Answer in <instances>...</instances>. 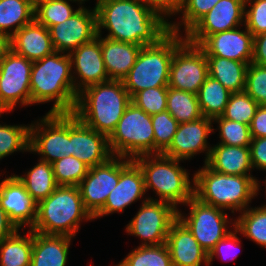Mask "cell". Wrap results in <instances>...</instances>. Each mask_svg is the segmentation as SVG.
Masks as SVG:
<instances>
[{
	"mask_svg": "<svg viewBox=\"0 0 266 266\" xmlns=\"http://www.w3.org/2000/svg\"><path fill=\"white\" fill-rule=\"evenodd\" d=\"M97 34L140 46L157 43L169 31V23L139 0H101L96 6Z\"/></svg>",
	"mask_w": 266,
	"mask_h": 266,
	"instance_id": "cell-1",
	"label": "cell"
},
{
	"mask_svg": "<svg viewBox=\"0 0 266 266\" xmlns=\"http://www.w3.org/2000/svg\"><path fill=\"white\" fill-rule=\"evenodd\" d=\"M30 92L31 105L54 102L47 113H73L78 94L74 87L69 54L55 51L33 62Z\"/></svg>",
	"mask_w": 266,
	"mask_h": 266,
	"instance_id": "cell-2",
	"label": "cell"
},
{
	"mask_svg": "<svg viewBox=\"0 0 266 266\" xmlns=\"http://www.w3.org/2000/svg\"><path fill=\"white\" fill-rule=\"evenodd\" d=\"M130 103L122 80L110 79L81 91L73 114L86 126L109 137Z\"/></svg>",
	"mask_w": 266,
	"mask_h": 266,
	"instance_id": "cell-3",
	"label": "cell"
},
{
	"mask_svg": "<svg viewBox=\"0 0 266 266\" xmlns=\"http://www.w3.org/2000/svg\"><path fill=\"white\" fill-rule=\"evenodd\" d=\"M194 197L202 203L221 209L242 212L256 196L260 182L253 175H227L205 163L194 175Z\"/></svg>",
	"mask_w": 266,
	"mask_h": 266,
	"instance_id": "cell-4",
	"label": "cell"
},
{
	"mask_svg": "<svg viewBox=\"0 0 266 266\" xmlns=\"http://www.w3.org/2000/svg\"><path fill=\"white\" fill-rule=\"evenodd\" d=\"M93 219L84 207L78 186H58L52 194L37 203L36 221L31 230L74 238L81 222Z\"/></svg>",
	"mask_w": 266,
	"mask_h": 266,
	"instance_id": "cell-5",
	"label": "cell"
},
{
	"mask_svg": "<svg viewBox=\"0 0 266 266\" xmlns=\"http://www.w3.org/2000/svg\"><path fill=\"white\" fill-rule=\"evenodd\" d=\"M144 175L145 190L152 189L159 201L177 206L184 205L194 196V178L177 160L162 153L146 154L133 159ZM192 180V182L190 181Z\"/></svg>",
	"mask_w": 266,
	"mask_h": 266,
	"instance_id": "cell-6",
	"label": "cell"
},
{
	"mask_svg": "<svg viewBox=\"0 0 266 266\" xmlns=\"http://www.w3.org/2000/svg\"><path fill=\"white\" fill-rule=\"evenodd\" d=\"M185 40L183 33L169 31L157 43L145 45L141 48L135 64L122 79L130 97L141 90L168 86L174 51Z\"/></svg>",
	"mask_w": 266,
	"mask_h": 266,
	"instance_id": "cell-7",
	"label": "cell"
},
{
	"mask_svg": "<svg viewBox=\"0 0 266 266\" xmlns=\"http://www.w3.org/2000/svg\"><path fill=\"white\" fill-rule=\"evenodd\" d=\"M108 139L113 156L134 159L154 154L151 116L131 102Z\"/></svg>",
	"mask_w": 266,
	"mask_h": 266,
	"instance_id": "cell-8",
	"label": "cell"
},
{
	"mask_svg": "<svg viewBox=\"0 0 266 266\" xmlns=\"http://www.w3.org/2000/svg\"><path fill=\"white\" fill-rule=\"evenodd\" d=\"M29 152L50 164L70 156V113H46L31 123Z\"/></svg>",
	"mask_w": 266,
	"mask_h": 266,
	"instance_id": "cell-9",
	"label": "cell"
},
{
	"mask_svg": "<svg viewBox=\"0 0 266 266\" xmlns=\"http://www.w3.org/2000/svg\"><path fill=\"white\" fill-rule=\"evenodd\" d=\"M136 215L126 225V233L142 240L140 246L166 243L171 225L178 219V209L157 198L144 197Z\"/></svg>",
	"mask_w": 266,
	"mask_h": 266,
	"instance_id": "cell-10",
	"label": "cell"
},
{
	"mask_svg": "<svg viewBox=\"0 0 266 266\" xmlns=\"http://www.w3.org/2000/svg\"><path fill=\"white\" fill-rule=\"evenodd\" d=\"M185 205L190 211L188 215H183L184 213L178 210V219L208 254L219 240L232 231L228 230V224H232V228L235 227V220L229 218L224 209L202 203L194 196Z\"/></svg>",
	"mask_w": 266,
	"mask_h": 266,
	"instance_id": "cell-11",
	"label": "cell"
},
{
	"mask_svg": "<svg viewBox=\"0 0 266 266\" xmlns=\"http://www.w3.org/2000/svg\"><path fill=\"white\" fill-rule=\"evenodd\" d=\"M30 60L8 48L0 60V105L8 112L20 106H31Z\"/></svg>",
	"mask_w": 266,
	"mask_h": 266,
	"instance_id": "cell-12",
	"label": "cell"
},
{
	"mask_svg": "<svg viewBox=\"0 0 266 266\" xmlns=\"http://www.w3.org/2000/svg\"><path fill=\"white\" fill-rule=\"evenodd\" d=\"M208 76V63L204 51L185 40L173 54L168 87L198 94Z\"/></svg>",
	"mask_w": 266,
	"mask_h": 266,
	"instance_id": "cell-13",
	"label": "cell"
},
{
	"mask_svg": "<svg viewBox=\"0 0 266 266\" xmlns=\"http://www.w3.org/2000/svg\"><path fill=\"white\" fill-rule=\"evenodd\" d=\"M78 6V11L70 18L49 28L52 44L56 52L69 54L97 36L96 8L89 10L84 6Z\"/></svg>",
	"mask_w": 266,
	"mask_h": 266,
	"instance_id": "cell-14",
	"label": "cell"
},
{
	"mask_svg": "<svg viewBox=\"0 0 266 266\" xmlns=\"http://www.w3.org/2000/svg\"><path fill=\"white\" fill-rule=\"evenodd\" d=\"M120 177V156L91 167L78 185L84 207L94 217L105 205Z\"/></svg>",
	"mask_w": 266,
	"mask_h": 266,
	"instance_id": "cell-15",
	"label": "cell"
},
{
	"mask_svg": "<svg viewBox=\"0 0 266 266\" xmlns=\"http://www.w3.org/2000/svg\"><path fill=\"white\" fill-rule=\"evenodd\" d=\"M245 0H220L185 35L186 40L200 45L209 35L244 26Z\"/></svg>",
	"mask_w": 266,
	"mask_h": 266,
	"instance_id": "cell-16",
	"label": "cell"
},
{
	"mask_svg": "<svg viewBox=\"0 0 266 266\" xmlns=\"http://www.w3.org/2000/svg\"><path fill=\"white\" fill-rule=\"evenodd\" d=\"M145 194L144 175L139 165L133 159L120 157L118 184L110 192L104 207L93 218L122 213L132 203L143 199Z\"/></svg>",
	"mask_w": 266,
	"mask_h": 266,
	"instance_id": "cell-17",
	"label": "cell"
},
{
	"mask_svg": "<svg viewBox=\"0 0 266 266\" xmlns=\"http://www.w3.org/2000/svg\"><path fill=\"white\" fill-rule=\"evenodd\" d=\"M213 124L211 118L204 116L192 122L179 123L169 147L162 154L184 161L205 152L204 163H206L211 149L208 136L216 130Z\"/></svg>",
	"mask_w": 266,
	"mask_h": 266,
	"instance_id": "cell-18",
	"label": "cell"
},
{
	"mask_svg": "<svg viewBox=\"0 0 266 266\" xmlns=\"http://www.w3.org/2000/svg\"><path fill=\"white\" fill-rule=\"evenodd\" d=\"M70 156H75L89 168L113 157L108 136L86 126L73 113H70Z\"/></svg>",
	"mask_w": 266,
	"mask_h": 266,
	"instance_id": "cell-19",
	"label": "cell"
},
{
	"mask_svg": "<svg viewBox=\"0 0 266 266\" xmlns=\"http://www.w3.org/2000/svg\"><path fill=\"white\" fill-rule=\"evenodd\" d=\"M77 94L85 88L110 80L101 52L100 35L69 53Z\"/></svg>",
	"mask_w": 266,
	"mask_h": 266,
	"instance_id": "cell-20",
	"label": "cell"
},
{
	"mask_svg": "<svg viewBox=\"0 0 266 266\" xmlns=\"http://www.w3.org/2000/svg\"><path fill=\"white\" fill-rule=\"evenodd\" d=\"M0 206L17 229L23 227L24 231L26 226L29 229L33 227L36 221L37 202L15 174L0 181Z\"/></svg>",
	"mask_w": 266,
	"mask_h": 266,
	"instance_id": "cell-21",
	"label": "cell"
},
{
	"mask_svg": "<svg viewBox=\"0 0 266 266\" xmlns=\"http://www.w3.org/2000/svg\"><path fill=\"white\" fill-rule=\"evenodd\" d=\"M241 26L209 35L199 47L206 56H217L238 62H252L254 36Z\"/></svg>",
	"mask_w": 266,
	"mask_h": 266,
	"instance_id": "cell-22",
	"label": "cell"
},
{
	"mask_svg": "<svg viewBox=\"0 0 266 266\" xmlns=\"http://www.w3.org/2000/svg\"><path fill=\"white\" fill-rule=\"evenodd\" d=\"M166 244L172 266H202L201 264L209 266L208 253L179 219L171 225Z\"/></svg>",
	"mask_w": 266,
	"mask_h": 266,
	"instance_id": "cell-23",
	"label": "cell"
},
{
	"mask_svg": "<svg viewBox=\"0 0 266 266\" xmlns=\"http://www.w3.org/2000/svg\"><path fill=\"white\" fill-rule=\"evenodd\" d=\"M9 48L31 62L43 59L55 52L49 29L35 19L15 32L8 39Z\"/></svg>",
	"mask_w": 266,
	"mask_h": 266,
	"instance_id": "cell-24",
	"label": "cell"
},
{
	"mask_svg": "<svg viewBox=\"0 0 266 266\" xmlns=\"http://www.w3.org/2000/svg\"><path fill=\"white\" fill-rule=\"evenodd\" d=\"M214 171L227 175H251L250 146H230L217 143L211 146L205 163Z\"/></svg>",
	"mask_w": 266,
	"mask_h": 266,
	"instance_id": "cell-25",
	"label": "cell"
},
{
	"mask_svg": "<svg viewBox=\"0 0 266 266\" xmlns=\"http://www.w3.org/2000/svg\"><path fill=\"white\" fill-rule=\"evenodd\" d=\"M101 52L109 79L122 80L135 64L142 46L101 37Z\"/></svg>",
	"mask_w": 266,
	"mask_h": 266,
	"instance_id": "cell-26",
	"label": "cell"
},
{
	"mask_svg": "<svg viewBox=\"0 0 266 266\" xmlns=\"http://www.w3.org/2000/svg\"><path fill=\"white\" fill-rule=\"evenodd\" d=\"M73 237L33 231L31 266H66Z\"/></svg>",
	"mask_w": 266,
	"mask_h": 266,
	"instance_id": "cell-27",
	"label": "cell"
},
{
	"mask_svg": "<svg viewBox=\"0 0 266 266\" xmlns=\"http://www.w3.org/2000/svg\"><path fill=\"white\" fill-rule=\"evenodd\" d=\"M208 75L218 80L231 93L245 89L248 62H238L217 56H206Z\"/></svg>",
	"mask_w": 266,
	"mask_h": 266,
	"instance_id": "cell-28",
	"label": "cell"
},
{
	"mask_svg": "<svg viewBox=\"0 0 266 266\" xmlns=\"http://www.w3.org/2000/svg\"><path fill=\"white\" fill-rule=\"evenodd\" d=\"M34 11L30 0H0V34L9 39L34 20Z\"/></svg>",
	"mask_w": 266,
	"mask_h": 266,
	"instance_id": "cell-29",
	"label": "cell"
},
{
	"mask_svg": "<svg viewBox=\"0 0 266 266\" xmlns=\"http://www.w3.org/2000/svg\"><path fill=\"white\" fill-rule=\"evenodd\" d=\"M23 236L17 229L0 243V266H31L33 231Z\"/></svg>",
	"mask_w": 266,
	"mask_h": 266,
	"instance_id": "cell-30",
	"label": "cell"
},
{
	"mask_svg": "<svg viewBox=\"0 0 266 266\" xmlns=\"http://www.w3.org/2000/svg\"><path fill=\"white\" fill-rule=\"evenodd\" d=\"M31 169V170H30ZM23 176L16 175L26 191L38 203L47 198L58 187L52 165L39 159Z\"/></svg>",
	"mask_w": 266,
	"mask_h": 266,
	"instance_id": "cell-31",
	"label": "cell"
},
{
	"mask_svg": "<svg viewBox=\"0 0 266 266\" xmlns=\"http://www.w3.org/2000/svg\"><path fill=\"white\" fill-rule=\"evenodd\" d=\"M230 95L231 92L228 89L208 75L197 94L202 115L211 119L221 116L225 111Z\"/></svg>",
	"mask_w": 266,
	"mask_h": 266,
	"instance_id": "cell-32",
	"label": "cell"
},
{
	"mask_svg": "<svg viewBox=\"0 0 266 266\" xmlns=\"http://www.w3.org/2000/svg\"><path fill=\"white\" fill-rule=\"evenodd\" d=\"M235 220L239 234L266 248V206L248 207Z\"/></svg>",
	"mask_w": 266,
	"mask_h": 266,
	"instance_id": "cell-33",
	"label": "cell"
},
{
	"mask_svg": "<svg viewBox=\"0 0 266 266\" xmlns=\"http://www.w3.org/2000/svg\"><path fill=\"white\" fill-rule=\"evenodd\" d=\"M178 123L192 122L203 117L197 95L168 87L167 109Z\"/></svg>",
	"mask_w": 266,
	"mask_h": 266,
	"instance_id": "cell-34",
	"label": "cell"
},
{
	"mask_svg": "<svg viewBox=\"0 0 266 266\" xmlns=\"http://www.w3.org/2000/svg\"><path fill=\"white\" fill-rule=\"evenodd\" d=\"M115 266H172L166 243L156 246H137Z\"/></svg>",
	"mask_w": 266,
	"mask_h": 266,
	"instance_id": "cell-35",
	"label": "cell"
},
{
	"mask_svg": "<svg viewBox=\"0 0 266 266\" xmlns=\"http://www.w3.org/2000/svg\"><path fill=\"white\" fill-rule=\"evenodd\" d=\"M73 0H40L35 4L34 19L50 28L70 18L78 9L74 10L70 2Z\"/></svg>",
	"mask_w": 266,
	"mask_h": 266,
	"instance_id": "cell-36",
	"label": "cell"
},
{
	"mask_svg": "<svg viewBox=\"0 0 266 266\" xmlns=\"http://www.w3.org/2000/svg\"><path fill=\"white\" fill-rule=\"evenodd\" d=\"M218 1L220 0H181L177 11L181 20L173 23L170 21V31L181 34L180 29L183 26L186 34Z\"/></svg>",
	"mask_w": 266,
	"mask_h": 266,
	"instance_id": "cell-37",
	"label": "cell"
},
{
	"mask_svg": "<svg viewBox=\"0 0 266 266\" xmlns=\"http://www.w3.org/2000/svg\"><path fill=\"white\" fill-rule=\"evenodd\" d=\"M27 125L0 123V160L14 152H29L30 124Z\"/></svg>",
	"mask_w": 266,
	"mask_h": 266,
	"instance_id": "cell-38",
	"label": "cell"
},
{
	"mask_svg": "<svg viewBox=\"0 0 266 266\" xmlns=\"http://www.w3.org/2000/svg\"><path fill=\"white\" fill-rule=\"evenodd\" d=\"M51 165L58 186H78L90 169L75 156H64Z\"/></svg>",
	"mask_w": 266,
	"mask_h": 266,
	"instance_id": "cell-39",
	"label": "cell"
},
{
	"mask_svg": "<svg viewBox=\"0 0 266 266\" xmlns=\"http://www.w3.org/2000/svg\"><path fill=\"white\" fill-rule=\"evenodd\" d=\"M258 106L259 104L245 91L231 93L221 116L250 126Z\"/></svg>",
	"mask_w": 266,
	"mask_h": 266,
	"instance_id": "cell-40",
	"label": "cell"
},
{
	"mask_svg": "<svg viewBox=\"0 0 266 266\" xmlns=\"http://www.w3.org/2000/svg\"><path fill=\"white\" fill-rule=\"evenodd\" d=\"M217 122V130H219V144L246 147L250 146L251 134L250 126L233 120L225 119L222 116H217L212 119Z\"/></svg>",
	"mask_w": 266,
	"mask_h": 266,
	"instance_id": "cell-41",
	"label": "cell"
},
{
	"mask_svg": "<svg viewBox=\"0 0 266 266\" xmlns=\"http://www.w3.org/2000/svg\"><path fill=\"white\" fill-rule=\"evenodd\" d=\"M154 130V154L163 153L170 145L179 123L166 110L151 116Z\"/></svg>",
	"mask_w": 266,
	"mask_h": 266,
	"instance_id": "cell-42",
	"label": "cell"
},
{
	"mask_svg": "<svg viewBox=\"0 0 266 266\" xmlns=\"http://www.w3.org/2000/svg\"><path fill=\"white\" fill-rule=\"evenodd\" d=\"M168 86L141 90L131 97V102L150 116L166 111Z\"/></svg>",
	"mask_w": 266,
	"mask_h": 266,
	"instance_id": "cell-43",
	"label": "cell"
},
{
	"mask_svg": "<svg viewBox=\"0 0 266 266\" xmlns=\"http://www.w3.org/2000/svg\"><path fill=\"white\" fill-rule=\"evenodd\" d=\"M244 91L259 105H266V66L248 65Z\"/></svg>",
	"mask_w": 266,
	"mask_h": 266,
	"instance_id": "cell-44",
	"label": "cell"
},
{
	"mask_svg": "<svg viewBox=\"0 0 266 266\" xmlns=\"http://www.w3.org/2000/svg\"><path fill=\"white\" fill-rule=\"evenodd\" d=\"M244 26L253 36L266 32V0H245Z\"/></svg>",
	"mask_w": 266,
	"mask_h": 266,
	"instance_id": "cell-45",
	"label": "cell"
},
{
	"mask_svg": "<svg viewBox=\"0 0 266 266\" xmlns=\"http://www.w3.org/2000/svg\"><path fill=\"white\" fill-rule=\"evenodd\" d=\"M239 231L234 227L233 231H230L223 239L219 240L214 248L208 254V264L209 266L212 265L211 262L214 260L215 257L221 258L222 260L227 259L233 260L236 259L239 253L237 252L240 247L241 240L237 234ZM236 249V250H235ZM224 261V260H223Z\"/></svg>",
	"mask_w": 266,
	"mask_h": 266,
	"instance_id": "cell-46",
	"label": "cell"
},
{
	"mask_svg": "<svg viewBox=\"0 0 266 266\" xmlns=\"http://www.w3.org/2000/svg\"><path fill=\"white\" fill-rule=\"evenodd\" d=\"M143 5L158 13L168 23L173 15H177L181 0H139Z\"/></svg>",
	"mask_w": 266,
	"mask_h": 266,
	"instance_id": "cell-47",
	"label": "cell"
},
{
	"mask_svg": "<svg viewBox=\"0 0 266 266\" xmlns=\"http://www.w3.org/2000/svg\"><path fill=\"white\" fill-rule=\"evenodd\" d=\"M250 156L253 170L266 172V137L251 139Z\"/></svg>",
	"mask_w": 266,
	"mask_h": 266,
	"instance_id": "cell-48",
	"label": "cell"
},
{
	"mask_svg": "<svg viewBox=\"0 0 266 266\" xmlns=\"http://www.w3.org/2000/svg\"><path fill=\"white\" fill-rule=\"evenodd\" d=\"M251 138L266 137V105H259L250 124Z\"/></svg>",
	"mask_w": 266,
	"mask_h": 266,
	"instance_id": "cell-49",
	"label": "cell"
},
{
	"mask_svg": "<svg viewBox=\"0 0 266 266\" xmlns=\"http://www.w3.org/2000/svg\"><path fill=\"white\" fill-rule=\"evenodd\" d=\"M252 63L266 66V32L254 36Z\"/></svg>",
	"mask_w": 266,
	"mask_h": 266,
	"instance_id": "cell-50",
	"label": "cell"
},
{
	"mask_svg": "<svg viewBox=\"0 0 266 266\" xmlns=\"http://www.w3.org/2000/svg\"><path fill=\"white\" fill-rule=\"evenodd\" d=\"M17 228L9 220L8 215L4 209L0 206V243L10 235H12Z\"/></svg>",
	"mask_w": 266,
	"mask_h": 266,
	"instance_id": "cell-51",
	"label": "cell"
},
{
	"mask_svg": "<svg viewBox=\"0 0 266 266\" xmlns=\"http://www.w3.org/2000/svg\"><path fill=\"white\" fill-rule=\"evenodd\" d=\"M9 48L8 39L0 34V60L4 54V52Z\"/></svg>",
	"mask_w": 266,
	"mask_h": 266,
	"instance_id": "cell-52",
	"label": "cell"
},
{
	"mask_svg": "<svg viewBox=\"0 0 266 266\" xmlns=\"http://www.w3.org/2000/svg\"><path fill=\"white\" fill-rule=\"evenodd\" d=\"M75 1V3L77 2L78 4H80V6L82 7L83 5L82 4H85V1H88V0H73ZM101 0H97L96 1V4H95V8L96 6L98 5V3L100 2Z\"/></svg>",
	"mask_w": 266,
	"mask_h": 266,
	"instance_id": "cell-53",
	"label": "cell"
},
{
	"mask_svg": "<svg viewBox=\"0 0 266 266\" xmlns=\"http://www.w3.org/2000/svg\"><path fill=\"white\" fill-rule=\"evenodd\" d=\"M6 111L2 108V106L0 105V116L2 115V114H4Z\"/></svg>",
	"mask_w": 266,
	"mask_h": 266,
	"instance_id": "cell-54",
	"label": "cell"
},
{
	"mask_svg": "<svg viewBox=\"0 0 266 266\" xmlns=\"http://www.w3.org/2000/svg\"><path fill=\"white\" fill-rule=\"evenodd\" d=\"M34 5L39 2L40 0H30Z\"/></svg>",
	"mask_w": 266,
	"mask_h": 266,
	"instance_id": "cell-55",
	"label": "cell"
},
{
	"mask_svg": "<svg viewBox=\"0 0 266 266\" xmlns=\"http://www.w3.org/2000/svg\"><path fill=\"white\" fill-rule=\"evenodd\" d=\"M263 184H265V189H266V179ZM265 193H266V190H265ZM264 206H266V204Z\"/></svg>",
	"mask_w": 266,
	"mask_h": 266,
	"instance_id": "cell-56",
	"label": "cell"
}]
</instances>
